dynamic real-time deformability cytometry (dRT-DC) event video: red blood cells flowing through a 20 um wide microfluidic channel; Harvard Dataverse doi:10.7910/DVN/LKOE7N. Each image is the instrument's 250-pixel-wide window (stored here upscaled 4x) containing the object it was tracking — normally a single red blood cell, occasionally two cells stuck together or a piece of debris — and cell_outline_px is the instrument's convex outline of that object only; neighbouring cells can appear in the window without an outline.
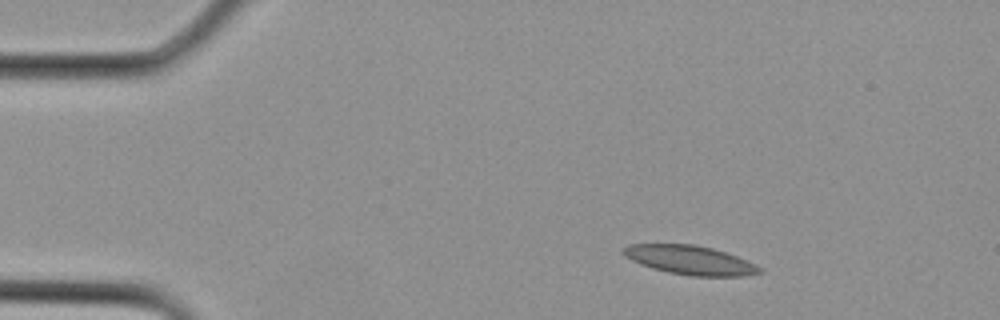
{"species": "Egyptian fruit bat (a non-hibernating species)", "species_latin": "Rousettus aegyptiacus", "temperature_condition": "cold", "stored_images_in_passage": 18, "camera_frame_rate_fps": 3000, "um_per_image_px": 0.085, "animal": {"sex": "female"}, "frame": {"image": 1, "passage_image": 4, "time_ms": 1.0, "image_size_px": [1000, 320], "cell_outline_px": [[764, 272], [744, 276], [692, 276], [668, 272], [652, 268], [640, 264], [624, 256], [620, 252], [620, 248], [628, 244], [696, 244], [712, 248], [736, 256], [756, 264], [764, 268]], "centroid_in_image_um": [58.64, 22.1], "position_along_channel_um": 26.4, "area_um2": 23.29}}
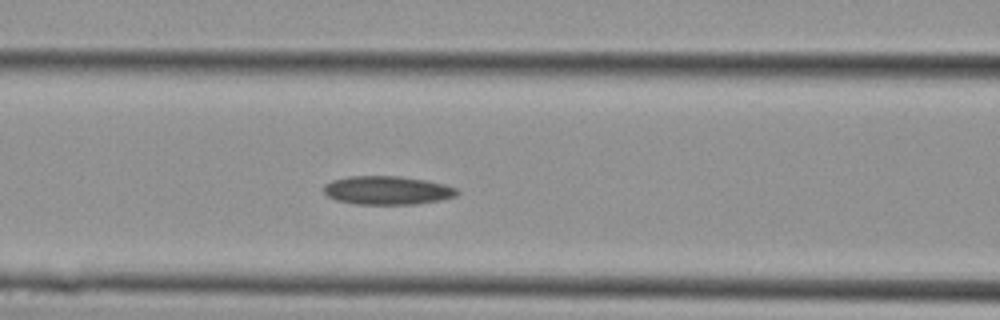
{"frame": {"image": 2, "passage_image": 12, "time_ms": 3.667, "image_size_px": [1000, 320], "cell_outline_px": [[460, 192], [456, 196], [440, 200], [416, 204], [356, 204], [336, 200], [328, 196], [324, 192], [324, 184], [332, 180], [348, 176], [400, 176], [424, 180], [444, 184], [456, 188]], "centroid_in_image_um": [32.91, 16.18], "position_along_channel_um": 133.7, "area_um2": 22.2}}
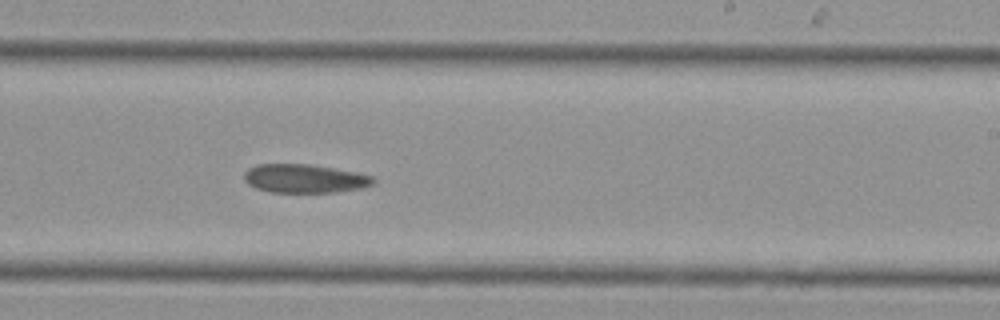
{"frame": {"image": 3, "passage_image": 18, "time_ms": 5.667, "image_size_px": [1000, 320], "cell_outline_px": [[376, 180], [372, 184], [360, 188], [336, 192], [272, 192], [256, 188], [248, 184], [244, 180], [244, 172], [248, 168], [256, 164], [308, 164], [356, 172], [372, 176]], "centroid_in_image_um": [25.85, 15.17], "position_along_channel_um": 263.1, "area_um2": 21.44}}